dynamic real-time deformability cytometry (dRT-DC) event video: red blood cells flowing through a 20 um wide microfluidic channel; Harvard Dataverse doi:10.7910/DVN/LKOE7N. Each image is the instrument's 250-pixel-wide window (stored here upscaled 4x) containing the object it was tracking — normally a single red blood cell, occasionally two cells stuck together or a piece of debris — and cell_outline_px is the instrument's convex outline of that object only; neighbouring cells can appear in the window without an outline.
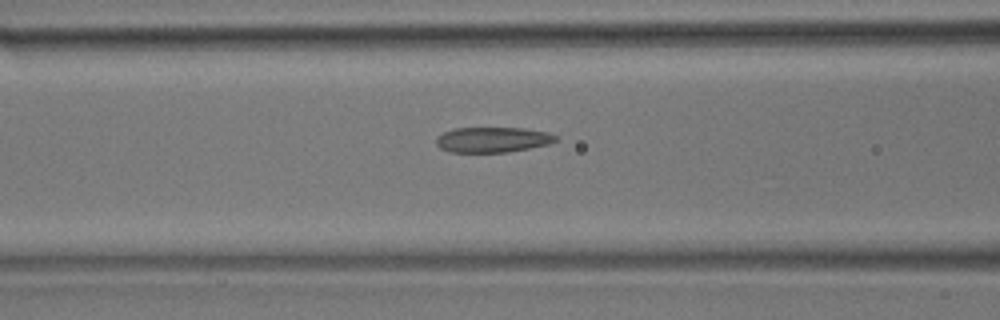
{"species": "common noctule bat (a hibernating species)", "species_latin": "Nyctalus noctula", "temperature_condition": "room temperature", "stored_images_in_passage": 35, "camera_frame_rate_fps": 3000, "um_per_image_px": 0.085, "animal": {"sex": "male", "body_mass_g": 17.9}, "frame": {"image": 1, "passage_image": 16, "time_ms": 5.0, "image_size_px": [1000, 320], "cell_outline_px": [[560, 140], [548, 144], [508, 152], [448, 152], [440, 148], [436, 144], [436, 136], [444, 132], [456, 128], [524, 128], [548, 132], [556, 136]], "centroid_in_image_um": [41.87, 11.87], "position_along_channel_um": 124.7, "area_um2": 17.69}}
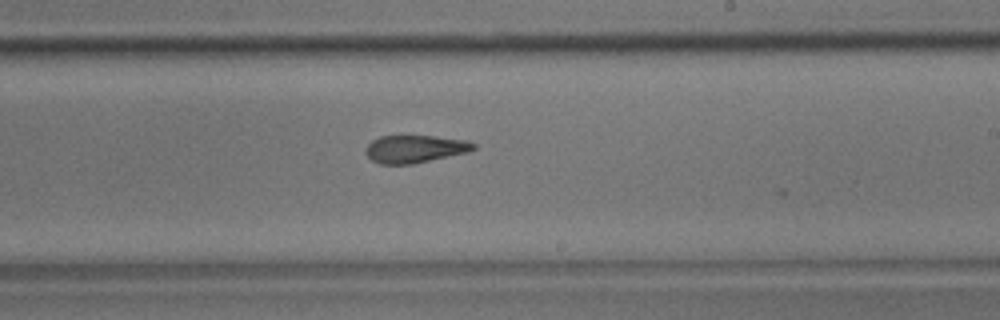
{"frame": {"image": 2, "passage_image": 25, "time_ms": 8.0, "image_size_px": [1000, 320], "cell_outline_px": [[476, 148], [468, 152], [412, 164], [380, 164], [372, 160], [364, 152], [364, 148], [372, 140], [380, 136], [400, 132], [468, 140], [476, 144]], "centroid_in_image_um": [35.22, 12.6], "position_along_channel_um": 253.8, "area_um2": 18.21}}
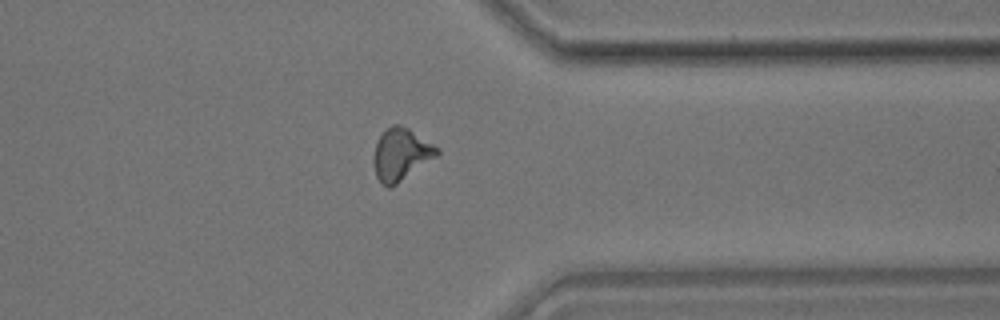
{"frame": {"image": 3, "passage_image": 34, "time_ms": 11.0, "image_size_px": [1000, 320], "cell_outline_px": [[440, 152], [436, 156], [392, 188], [388, 188], [376, 176], [372, 160], [372, 156], [376, 144], [384, 128], [392, 124], [400, 124], [408, 128], [440, 148]], "centroid_in_image_um": [34.06, 13.11], "position_along_channel_um": 377.3, "area_um2": 19.36}}